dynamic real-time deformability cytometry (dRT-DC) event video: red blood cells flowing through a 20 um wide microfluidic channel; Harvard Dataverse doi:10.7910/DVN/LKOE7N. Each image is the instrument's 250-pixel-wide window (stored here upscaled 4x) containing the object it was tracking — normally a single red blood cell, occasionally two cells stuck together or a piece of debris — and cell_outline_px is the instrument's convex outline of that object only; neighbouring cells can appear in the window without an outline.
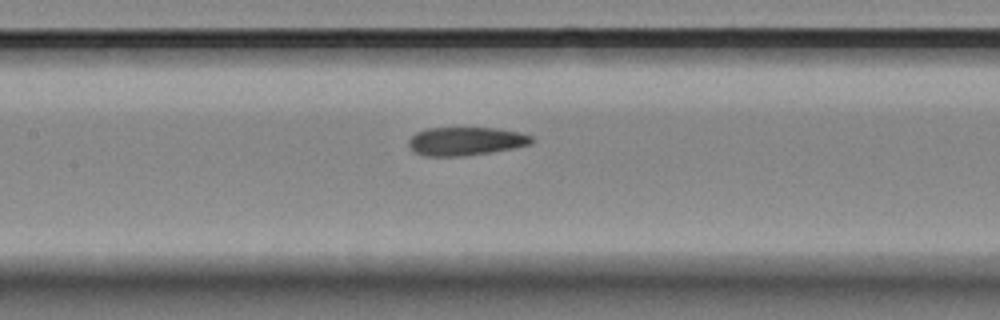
{"species": "Egyptian fruit bat (a non-hibernating species)", "species_latin": "Rousettus aegyptiacus", "temperature_condition": "room temperature", "stored_images_in_passage": 5, "segment_of_instrument_passage": [2, 2], "camera_frame_rate_fps": 3000, "um_per_image_px": 0.085, "animal": {"sex": "female"}, "frame": {"image": 1, "passage_image": 5, "time_ms": 1.333, "image_size_px": [1000, 320], "cell_outline_px": [[536, 140], [532, 144], [492, 152], [460, 156], [424, 156], [408, 148], [408, 140], [416, 132], [424, 128], [500, 128], [520, 132], [532, 136]], "centroid_in_image_um": [39.6, 11.99], "position_along_channel_um": 167.8, "area_um2": 20.58}}